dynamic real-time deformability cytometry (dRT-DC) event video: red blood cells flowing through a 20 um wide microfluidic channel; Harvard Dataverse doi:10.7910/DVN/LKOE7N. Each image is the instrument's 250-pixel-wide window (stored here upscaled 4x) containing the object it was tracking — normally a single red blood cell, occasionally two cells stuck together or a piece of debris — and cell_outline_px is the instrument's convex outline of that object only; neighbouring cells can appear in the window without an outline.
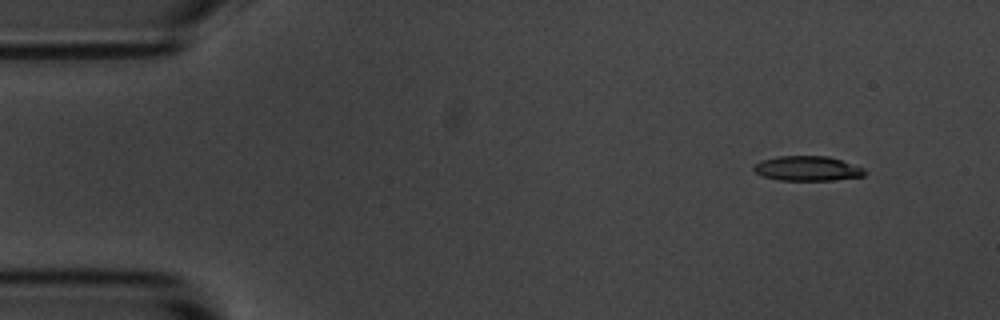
{"species": "common noctule bat (a hibernating species)", "species_latin": "Nyctalus noctula", "temperature_condition": "room temperature", "stored_images_in_passage": 5, "camera_frame_rate_fps": 3000, "um_per_image_px": 0.085, "animal": {"sex": "male", "body_mass_g": 20.1, "forearm_length_mm": 53.5}, "frame": {"image": 1, "passage_image": 1, "time_ms": 0.0, "image_size_px": [1000, 320], "cell_outline_px": [[868, 172], [864, 176], [832, 180], [780, 180], [764, 176], [756, 172], [752, 168], [760, 160], [776, 156], [828, 156], [864, 168]], "centroid_in_image_um": [68.64, 14.31], "position_along_channel_um": 16.4, "area_um2": 15.95}}
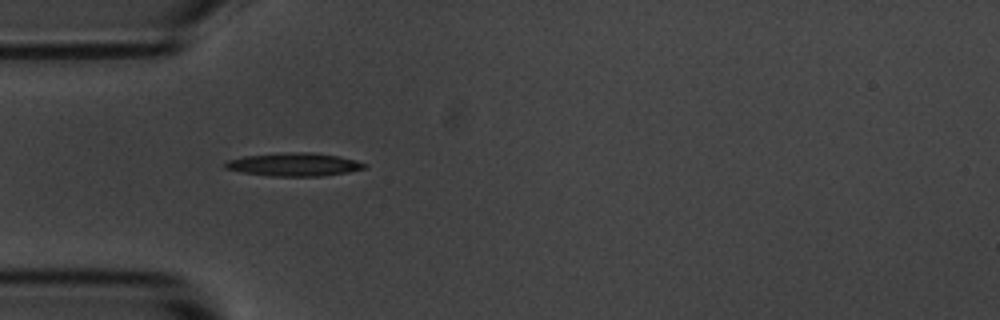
{"frame": {"image": 2, "passage_image": 4, "time_ms": 3.667, "image_size_px": [1000, 320], "cell_outline_px": [[368, 168], [348, 172], [324, 176], [272, 176], [240, 172], [224, 168], [224, 164], [228, 160], [244, 156], [284, 152], [312, 152], [340, 156], [356, 160], [368, 164]], "centroid_in_image_um": [25.04, 13.98], "position_along_channel_um": 60.0, "area_um2": 19.07}}